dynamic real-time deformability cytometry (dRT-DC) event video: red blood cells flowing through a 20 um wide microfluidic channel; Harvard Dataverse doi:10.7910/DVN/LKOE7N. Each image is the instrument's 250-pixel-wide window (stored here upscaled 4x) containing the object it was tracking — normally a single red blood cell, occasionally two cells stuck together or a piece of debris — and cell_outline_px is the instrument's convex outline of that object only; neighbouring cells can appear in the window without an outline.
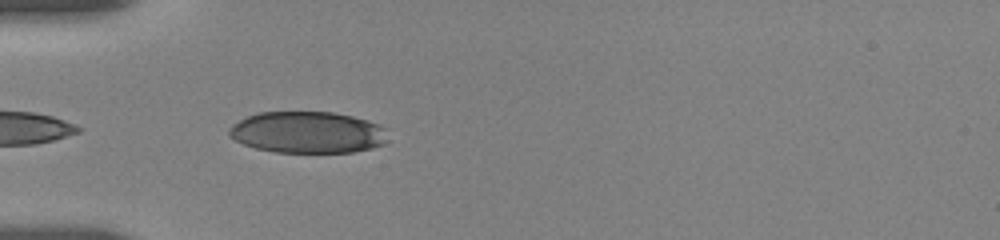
{"species": "human", "species_latin": "Homo sapiens", "temperature_condition": "room temperature", "stored_images_in_passage": 16, "camera_frame_rate_fps": 3000, "um_per_image_px": 0.085, "donor": {"sex": "female"}, "frame": {"image": 1, "passage_image": 7, "time_ms": 4.667, "image_size_px": [1000, 240], "cell_outline_px": [[388, 128], [384, 144], [372, 148], [352, 152], [276, 152], [256, 148], [244, 144], [228, 136], [228, 128], [232, 124], [248, 116], [260, 112], [332, 112], [352, 116]], "centroid_in_image_um": [26.13, 11.25], "position_along_channel_um": 58.9, "area_um2": 38.38}}
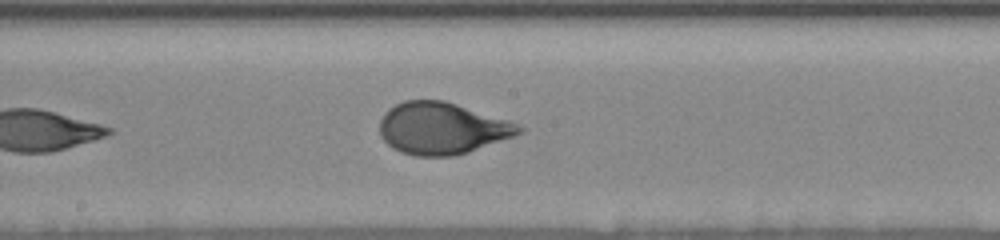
{"frame": {"image": 2, "passage_image": 16, "time_ms": 9.0, "image_size_px": [1000, 240], "cell_outline_px": [[524, 132], [516, 136], [468, 152], [452, 156], [416, 156], [400, 152], [392, 148], [380, 136], [380, 120], [384, 112], [388, 108], [404, 100], [444, 100], [508, 120], [524, 128]], "centroid_in_image_um": [37.56, 10.91], "position_along_channel_um": 210.6, "area_um2": 42.19}}